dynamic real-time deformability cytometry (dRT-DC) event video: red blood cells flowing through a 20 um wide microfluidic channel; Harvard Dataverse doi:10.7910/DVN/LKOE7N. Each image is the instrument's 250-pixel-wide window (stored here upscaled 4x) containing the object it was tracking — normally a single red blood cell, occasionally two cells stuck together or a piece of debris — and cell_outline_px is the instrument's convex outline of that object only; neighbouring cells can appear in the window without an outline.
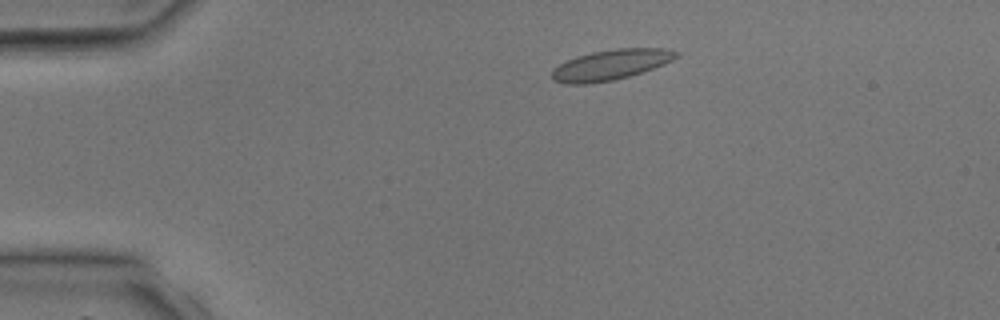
{"species": "common noctule bat (a hibernating species)", "species_latin": "Nyctalus noctula", "temperature_condition": "room temperature", "stored_images_in_passage": 1, "camera_frame_rate_fps": 3000, "um_per_image_px": 0.085, "animal": {"sex": "male", "body_mass_g": 17.9, "forearm_length_mm": 54.2}, "frame": {"image": 1, "passage_image": 1, "time_ms": 0.0, "image_size_px": [1000, 320], "cell_outline_px": [[680, 56], [664, 64], [644, 72], [612, 80], [588, 84], [564, 84], [552, 80], [552, 68], [576, 56], [592, 52], [616, 48], [664, 48], [680, 52]], "centroid_in_image_um": [51.92, 5.5], "position_along_channel_um": 33.1, "area_um2": 22.14}}